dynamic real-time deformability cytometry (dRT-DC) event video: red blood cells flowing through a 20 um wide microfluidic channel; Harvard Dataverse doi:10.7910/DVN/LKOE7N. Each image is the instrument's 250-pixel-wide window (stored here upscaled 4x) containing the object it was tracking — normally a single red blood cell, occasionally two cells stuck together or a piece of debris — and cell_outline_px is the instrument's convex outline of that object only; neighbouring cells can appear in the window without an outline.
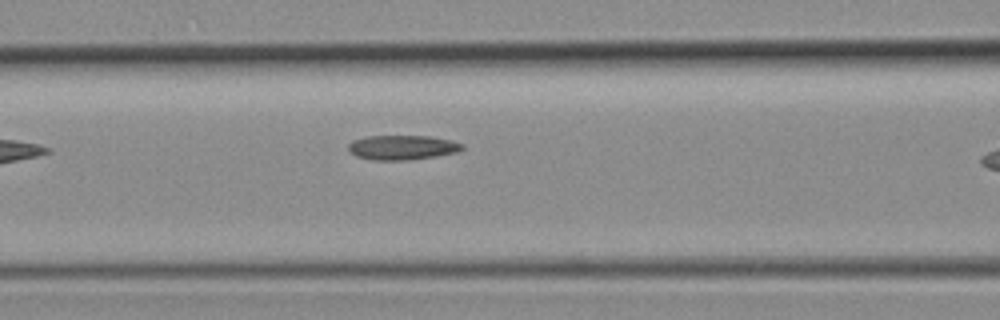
{"species": "common noctule bat (a hibernating species)", "species_latin": "Nyctalus noctula", "temperature_condition": "room temperature", "stored_images_in_passage": 5, "camera_frame_rate_fps": 3000, "um_per_image_px": 0.085, "animal": {"sex": "female", "body_mass_g": 19.3, "forearm_length_mm": 54.1}, "frame": {"image": 1, "passage_image": 4, "time_ms": 1.0, "image_size_px": [1000, 320], "cell_outline_px": [[464, 148], [456, 152], [436, 156], [408, 160], [372, 160], [356, 156], [348, 148], [348, 144], [352, 140], [368, 136], [428, 136], [452, 140], [464, 144]], "centroid_in_image_um": [34.2, 12.53], "position_along_channel_um": 132.4, "area_um2": 16.3}}